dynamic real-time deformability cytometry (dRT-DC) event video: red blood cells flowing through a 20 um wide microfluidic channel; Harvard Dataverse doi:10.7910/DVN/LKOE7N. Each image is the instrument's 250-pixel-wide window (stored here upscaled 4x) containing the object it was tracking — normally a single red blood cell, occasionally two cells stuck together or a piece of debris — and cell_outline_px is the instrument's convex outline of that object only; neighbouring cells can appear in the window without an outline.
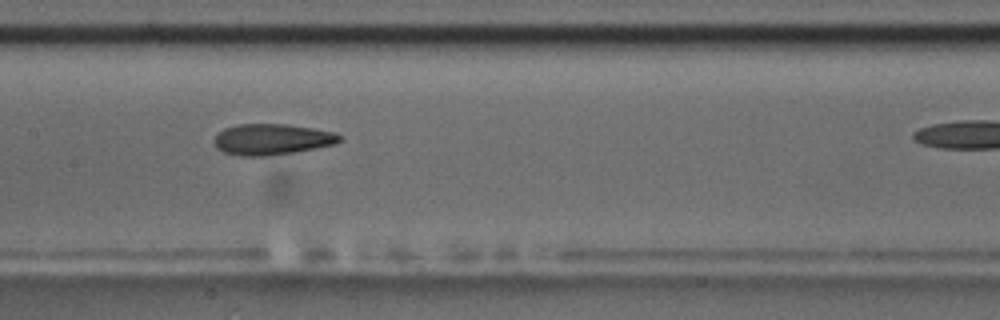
{"species": "common noctule bat (a hibernating species)", "species_latin": "Nyctalus noctula", "temperature_condition": "room temperature", "stored_images_in_passage": 15, "camera_frame_rate_fps": 3000, "um_per_image_px": 0.085, "animal": {"sex": "male", "body_mass_g": 17.5, "forearm_length_mm": 52.3}, "frame": {"image": 1, "passage_image": 7, "time_ms": 6.667, "image_size_px": [1000, 320], "cell_outline_px": [[344, 136], [336, 144], [296, 152], [264, 156], [240, 156], [224, 152], [216, 148], [212, 140], [224, 128], [236, 124], [288, 124], [336, 132]], "centroid_in_image_um": [23.13, 11.84], "position_along_channel_um": 184.3, "area_um2": 22.89}, "authors_computed_cell_mechanics": {"area_um2": 22.8888, "velocity_mm_per_s": 3.4587, "shape_relaxation_time_tau1_ms": 10.7128, "shape_relaxation_time_tau2_ms": 6.2655, "deformation_change_tau1": 0.1416, "deformation_change_tau2": 0.1322}}